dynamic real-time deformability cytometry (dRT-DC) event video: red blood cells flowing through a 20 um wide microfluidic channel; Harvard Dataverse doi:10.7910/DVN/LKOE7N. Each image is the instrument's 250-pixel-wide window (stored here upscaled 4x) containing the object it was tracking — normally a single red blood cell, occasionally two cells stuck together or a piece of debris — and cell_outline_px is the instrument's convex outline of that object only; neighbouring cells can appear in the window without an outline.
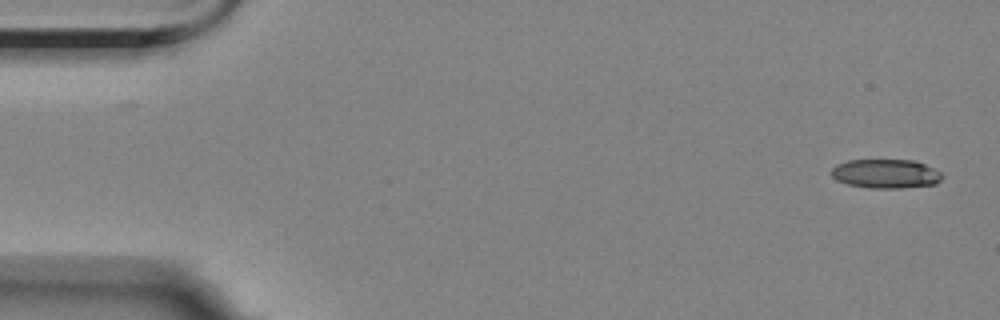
{"species": "Egyptian fruit bat (a non-hibernating species)", "species_latin": "Rousettus aegyptiacus", "temperature_condition": "room temperature", "stored_images_in_passage": 2, "camera_frame_rate_fps": 3000, "um_per_image_px": 0.085, "animal": {"sex": "female"}, "frame": {"image": 1, "passage_image": 2, "time_ms": 1.333, "image_size_px": [1000, 320], "cell_outline_px": [[944, 176], [936, 184], [900, 188], [872, 188], [848, 184], [836, 180], [832, 176], [832, 168], [836, 164], [848, 160], [916, 160], [940, 172]], "centroid_in_image_um": [75.29, 14.76], "position_along_channel_um": 9.7, "area_um2": 18.73}}